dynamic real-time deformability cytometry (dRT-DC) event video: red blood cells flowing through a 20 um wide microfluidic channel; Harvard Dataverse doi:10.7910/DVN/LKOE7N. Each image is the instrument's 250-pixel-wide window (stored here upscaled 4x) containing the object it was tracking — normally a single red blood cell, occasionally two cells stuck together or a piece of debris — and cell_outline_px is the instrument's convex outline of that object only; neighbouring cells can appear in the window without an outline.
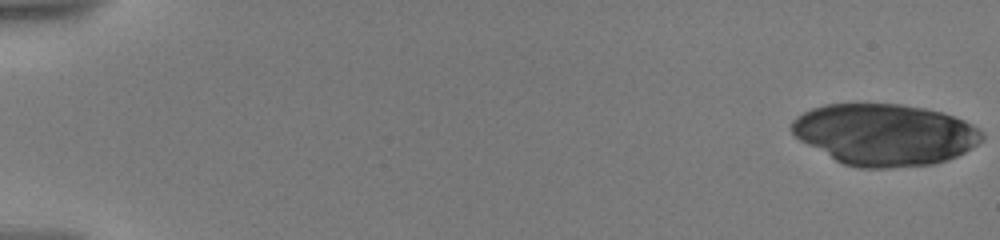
{"species": "human", "species_latin": "Homo sapiens", "temperature_condition": "warm", "stored_images_in_passage": 27, "camera_frame_rate_fps": 3000, "um_per_image_px": 0.085, "donor": {"sex": "male"}, "frame": {"image": 1, "passage_image": 1, "time_ms": 0.0, "image_size_px": [1000, 240], "cell_outline_px": [[984, 140], [972, 148], [948, 160], [936, 164], [892, 168], [860, 168], [844, 164], [836, 160], [800, 140], [792, 132], [792, 120], [796, 116], [812, 108], [824, 104], [900, 104], [924, 108], [944, 112], [964, 120], [972, 124], [984, 132]], "centroid_in_image_um": [75.25, 11.44], "position_along_channel_um": 9.8, "area_um2": 68.44}}